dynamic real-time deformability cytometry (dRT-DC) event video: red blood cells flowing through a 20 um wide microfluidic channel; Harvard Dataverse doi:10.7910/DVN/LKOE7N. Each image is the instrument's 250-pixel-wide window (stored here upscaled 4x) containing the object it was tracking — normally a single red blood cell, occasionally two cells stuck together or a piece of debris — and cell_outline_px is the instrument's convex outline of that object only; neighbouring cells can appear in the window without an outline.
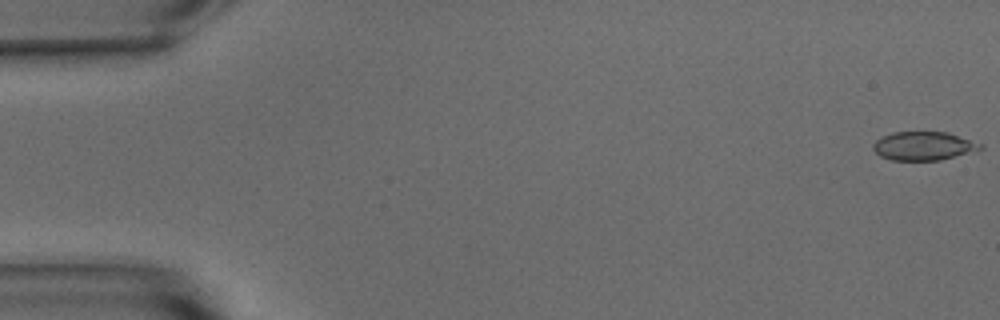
{"species": "common noctule bat (a hibernating species)", "species_latin": "Nyctalus noctula", "temperature_condition": "warm", "stored_images_in_passage": 12, "camera_frame_rate_fps": 3000, "um_per_image_px": 0.085, "animal": {"sex": "male", "body_mass_g": 15.6}, "frame": {"image": 1, "passage_image": 1, "time_ms": 0.0, "image_size_px": [1000, 320], "cell_outline_px": [[984, 148], [940, 160], [892, 160], [880, 156], [872, 148], [872, 144], [876, 140], [892, 132], [948, 132], [984, 144]], "centroid_in_image_um": [78.51, 12.4], "position_along_channel_um": 6.5, "area_um2": 17.8}}